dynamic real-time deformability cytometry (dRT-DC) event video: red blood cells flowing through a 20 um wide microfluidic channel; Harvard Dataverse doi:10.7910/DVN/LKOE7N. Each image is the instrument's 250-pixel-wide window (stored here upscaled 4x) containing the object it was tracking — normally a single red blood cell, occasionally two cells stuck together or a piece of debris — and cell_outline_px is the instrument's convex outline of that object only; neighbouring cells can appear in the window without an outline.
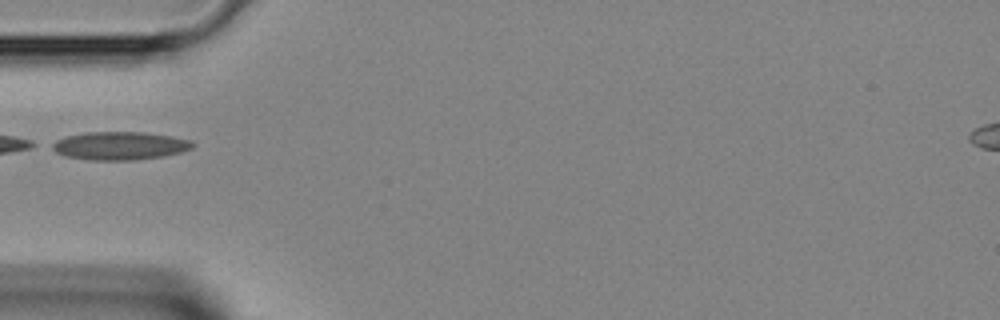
{"species": "Egyptian fruit bat (a non-hibernating species)", "species_latin": "Rousettus aegyptiacus", "temperature_condition": "room temperature", "stored_images_in_passage": 28, "camera_frame_rate_fps": 3000, "um_per_image_px": 0.085, "animal": {"sex": "female"}, "frame": {"image": 1, "passage_image": 1, "time_ms": 0.0, "image_size_px": [1000, 320], "cell_outline_px": [[196, 144], [192, 148], [180, 152], [164, 156], [132, 160], [92, 160], [64, 156], [48, 148], [48, 144], [56, 140], [68, 136], [84, 132], [140, 132], [172, 136], [192, 140]], "centroid_in_image_um": [10.15, 12.39], "position_along_channel_um": 74.9, "area_um2": 23.24}}